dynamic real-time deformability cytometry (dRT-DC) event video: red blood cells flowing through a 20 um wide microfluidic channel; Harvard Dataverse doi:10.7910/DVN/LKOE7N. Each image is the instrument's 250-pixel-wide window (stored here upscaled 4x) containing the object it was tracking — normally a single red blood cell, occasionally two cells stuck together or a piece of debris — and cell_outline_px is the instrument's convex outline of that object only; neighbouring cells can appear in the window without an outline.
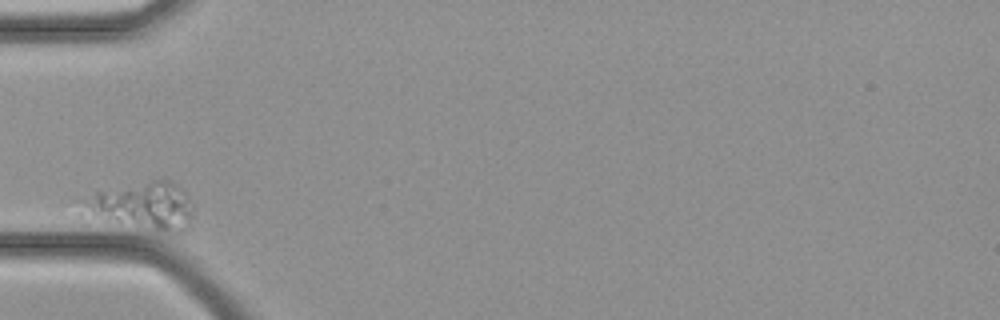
{"species": "common noctule bat (a hibernating species)", "species_latin": "Nyctalus noctula", "temperature_condition": "cold", "stored_images_in_passage": 21, "camera_frame_rate_fps": 3000, "um_per_image_px": 0.085, "animal": {"sex": "female", "body_mass_g": 21.9}, "frame": {"image": 1, "passage_image": 1, "time_ms": 0.0, "image_size_px": [1000, 320], "cell_outline_px": [[192, 208], [188, 228], [184, 232], [152, 232], [80, 216], [64, 204], [68, 200], [96, 192], [152, 180], [172, 180], [188, 196]], "centroid_in_image_um": [11.78, 17.55], "position_along_channel_um": 73.2, "area_um2": 33.06}}
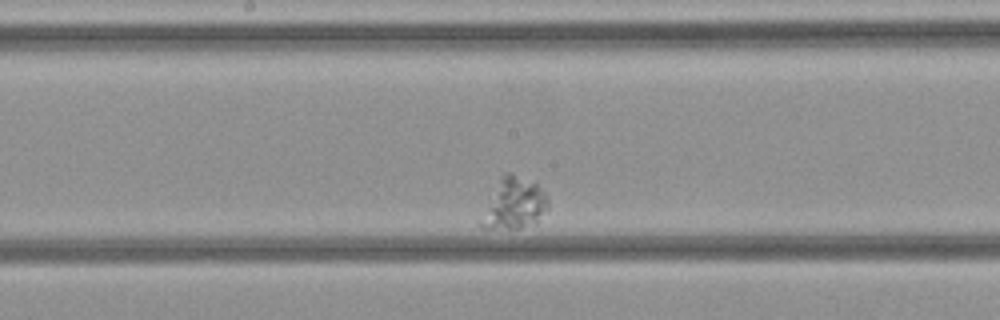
{"frame": {"image": 2, "passage_image": 10, "time_ms": 3.0, "image_size_px": [1000, 320], "cell_outline_px": [[548, 208], [536, 224], [520, 228], [480, 228], [476, 224], [500, 176], [508, 172], [512, 172], [536, 184], [548, 196]], "centroid_in_image_um": [43.67, 17.33], "position_along_channel_um": 204.5, "area_um2": 20.23}}
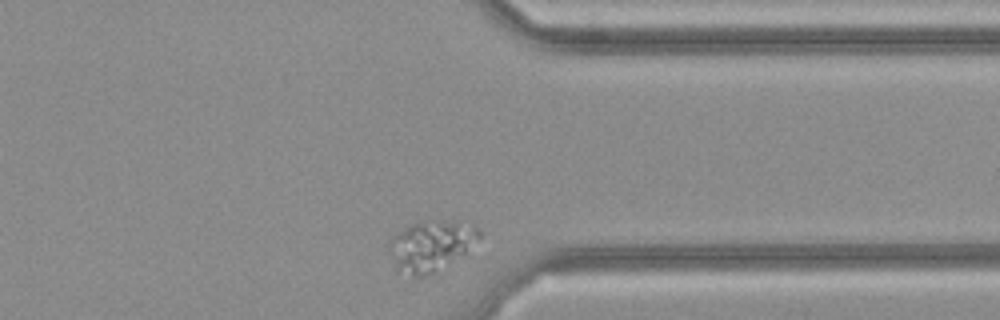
{"frame": {"image": 3, "passage_image": 21, "time_ms": 6.667, "image_size_px": [1000, 320], "cell_outline_px": [[480, 236], [460, 256], [432, 276], [412, 276], [396, 264], [388, 252], [388, 244], [392, 236], [404, 228], [412, 224], [456, 224], [480, 228]], "centroid_in_image_um": [36.58, 20.97], "position_along_channel_um": 374.8, "area_um2": 24.85}}